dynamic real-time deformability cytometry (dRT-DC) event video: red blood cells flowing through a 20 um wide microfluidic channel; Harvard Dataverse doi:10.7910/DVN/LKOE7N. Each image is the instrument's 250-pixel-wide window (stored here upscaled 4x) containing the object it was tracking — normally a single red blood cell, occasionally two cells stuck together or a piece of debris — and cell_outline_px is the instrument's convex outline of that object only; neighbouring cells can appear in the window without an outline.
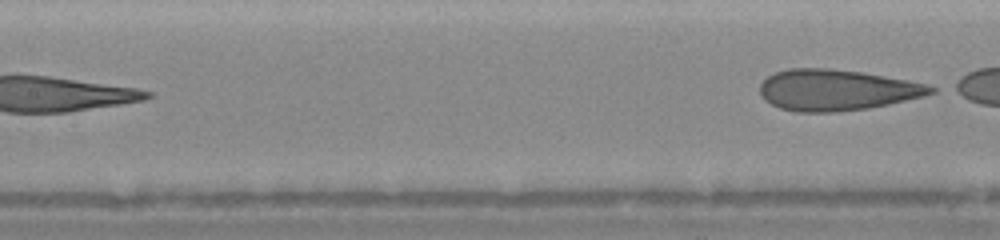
{"species": "human", "species_latin": "Homo sapiens", "temperature_condition": "warm", "stored_images_in_passage": 5, "segment_of_instrument_passage": [2, 2], "camera_frame_rate_fps": 3000, "um_per_image_px": 0.085, "donor": {"sex": "female"}, "frame": {"image": 1, "passage_image": 5, "time_ms": 4.0, "image_size_px": [1000, 240], "cell_outline_px": [[936, 92], [924, 96], [888, 104], [868, 108], [836, 112], [796, 112], [780, 108], [764, 100], [760, 96], [760, 84], [768, 76], [776, 72], [788, 68], [824, 68], [860, 72], [928, 84], [936, 88]], "centroid_in_image_um": [71.09, 7.66], "position_along_channel_um": 136.3, "area_um2": 40.69}}